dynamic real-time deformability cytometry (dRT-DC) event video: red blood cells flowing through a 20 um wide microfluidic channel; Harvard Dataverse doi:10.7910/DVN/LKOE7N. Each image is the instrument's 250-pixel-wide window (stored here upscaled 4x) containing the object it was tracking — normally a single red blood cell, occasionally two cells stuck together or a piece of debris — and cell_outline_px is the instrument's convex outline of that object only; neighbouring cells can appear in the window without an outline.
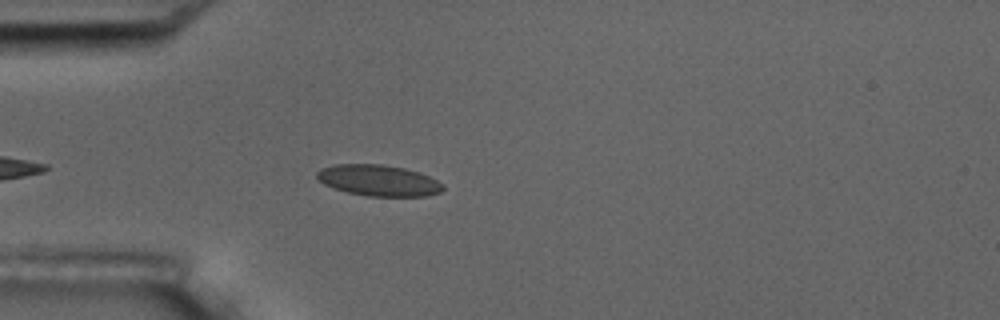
{"species": "common noctule bat (a hibernating species)", "species_latin": "Nyctalus noctula", "temperature_condition": "room temperature", "stored_images_in_passage": 5, "camera_frame_rate_fps": 3000, "um_per_image_px": 0.085, "animal": {"sex": "male", "body_mass_g": 17.5, "forearm_length_mm": 52.3}, "frame": {"image": 1, "passage_image": 5, "time_ms": 4.333, "image_size_px": [1000, 320], "cell_outline_px": [[444, 188], [440, 192], [428, 196], [368, 196], [348, 192], [332, 188], [324, 184], [316, 176], [316, 172], [320, 168], [336, 164], [380, 164], [404, 168], [420, 172], [444, 184]], "centroid_in_image_um": [32.17, 15.33], "position_along_channel_um": 52.8, "area_um2": 22.89}}